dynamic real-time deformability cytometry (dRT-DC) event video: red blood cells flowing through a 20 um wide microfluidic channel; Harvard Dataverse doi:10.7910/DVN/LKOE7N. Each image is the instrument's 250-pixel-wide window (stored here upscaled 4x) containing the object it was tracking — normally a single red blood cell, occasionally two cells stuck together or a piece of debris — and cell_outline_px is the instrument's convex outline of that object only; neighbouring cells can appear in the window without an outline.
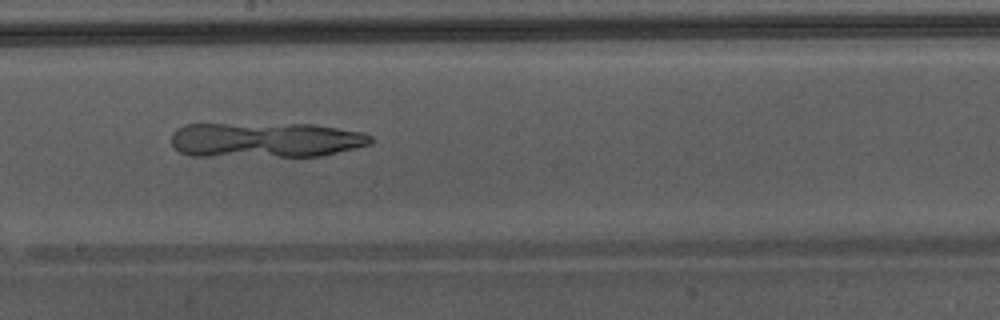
{"species": "Egyptian fruit bat (a non-hibernating species)", "species_latin": "Rousettus aegyptiacus", "temperature_condition": "warm", "stored_images_in_passage": 34, "camera_frame_rate_fps": 3000, "um_per_image_px": 0.085, "animal": {"sex": "male"}, "frame": {"image": 1, "passage_image": 15, "time_ms": 4.667, "image_size_px": [1000, 320], "cell_outline_px": [[372, 144], [320, 156], [192, 156], [180, 152], [172, 144], [172, 132], [176, 128], [184, 124], [316, 124], [364, 132], [372, 136]], "centroid_in_image_um": [22.58, 11.89], "position_along_channel_um": 225.6, "area_um2": 41.1}}